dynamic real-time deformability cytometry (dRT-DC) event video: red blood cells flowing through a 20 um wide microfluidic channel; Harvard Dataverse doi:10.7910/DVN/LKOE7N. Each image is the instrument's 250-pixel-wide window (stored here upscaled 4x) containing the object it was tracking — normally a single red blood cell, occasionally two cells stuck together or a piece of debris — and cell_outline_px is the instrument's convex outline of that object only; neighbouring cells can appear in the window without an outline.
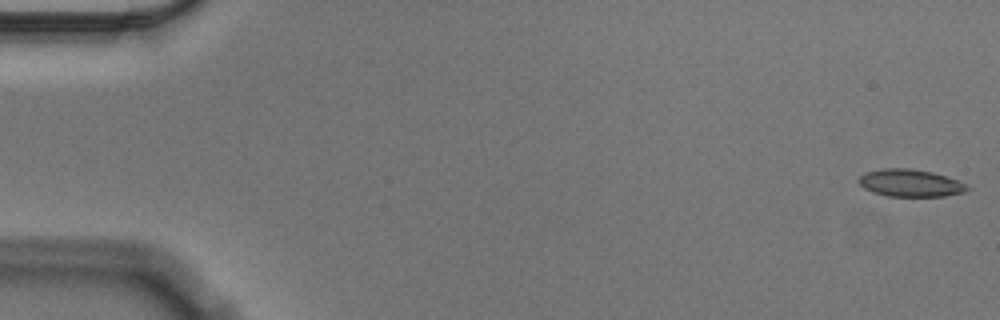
{"species": "Egyptian fruit bat (a non-hibernating species)", "species_latin": "Rousettus aegyptiacus", "temperature_condition": "cold", "stored_images_in_passage": 56, "camera_frame_rate_fps": 3000, "um_per_image_px": 0.085, "animal": {"sex": "male"}, "frame": {"image": 1, "passage_image": 1, "time_ms": 0.0, "image_size_px": [1000, 320], "cell_outline_px": [[972, 188], [964, 192], [944, 196], [888, 196], [872, 192], [864, 188], [856, 180], [864, 172], [884, 168], [912, 168], [932, 172], [948, 176]], "centroid_in_image_um": [77.35, 15.55], "position_along_channel_um": 7.6, "area_um2": 17.4}}
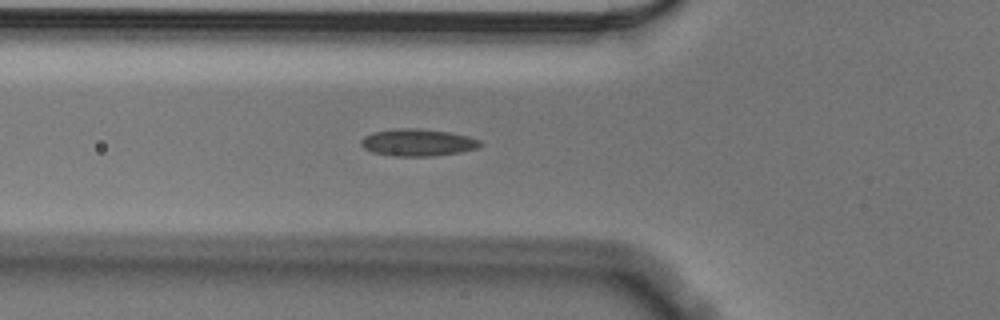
{"frame": {"image": 2, "passage_image": 20, "time_ms": 6.333, "image_size_px": [1000, 320], "cell_outline_px": [[484, 144], [476, 148], [460, 152], [432, 156], [392, 156], [372, 152], [364, 148], [360, 144], [360, 140], [364, 136], [372, 132], [400, 128], [416, 128], [452, 132], [468, 136], [480, 140]], "centroid_in_image_um": [35.5, 12.11], "position_along_channel_um": 90.3, "area_um2": 18.96}}
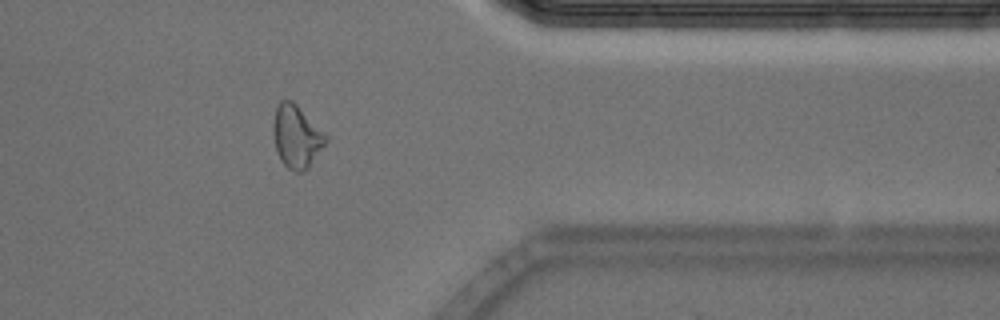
{"frame": {"image": 3, "passage_image": 46, "time_ms": 15.0, "image_size_px": [1000, 320], "cell_outline_px": [[328, 140], [308, 168], [300, 172], [296, 172], [288, 168], [280, 160], [276, 148], [272, 132], [272, 124], [276, 108], [280, 100], [292, 100], [328, 136]], "centroid_in_image_um": [25.19, 11.6], "position_along_channel_um": 386.2, "area_um2": 19.13}, "authors_computed_cell_mechanics": {"area_um2": 17.8602, "velocity_mm_per_s": 3.5596, "shape_relaxation_time_tau1_ms": 9.7571, "shape_relaxation_time_tau2_ms": 3.4824, "deformation_change_tau1": 0.1676, "deformation_change_tau2": 0.1166}}